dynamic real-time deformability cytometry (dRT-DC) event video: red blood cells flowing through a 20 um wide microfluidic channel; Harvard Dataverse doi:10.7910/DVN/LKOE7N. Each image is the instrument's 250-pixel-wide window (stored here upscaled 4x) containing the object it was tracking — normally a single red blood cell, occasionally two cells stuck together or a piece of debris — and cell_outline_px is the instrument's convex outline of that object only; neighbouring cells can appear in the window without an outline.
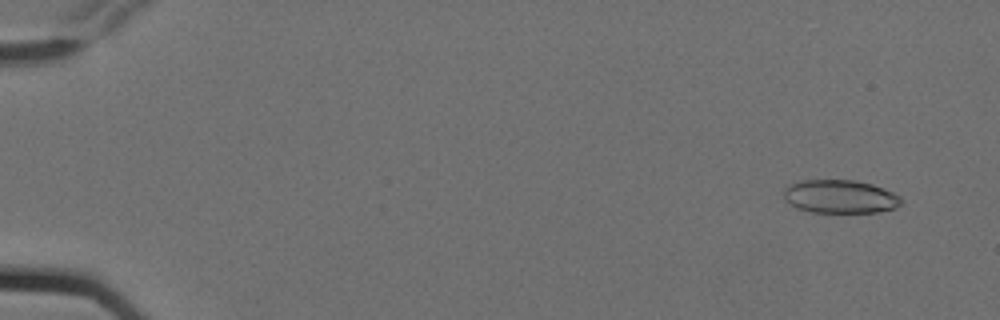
{"species": "Egyptian fruit bat (a non-hibernating species)", "species_latin": "Rousettus aegyptiacus", "temperature_condition": "cold", "stored_images_in_passage": 5, "camera_frame_rate_fps": 3000, "um_per_image_px": 0.085, "animal": {"sex": "female"}, "frame": {"image": 1, "passage_image": 1, "time_ms": 0.0, "image_size_px": [1000, 320], "cell_outline_px": [[900, 204], [896, 208], [876, 212], [812, 212], [796, 208], [784, 200], [784, 188], [800, 180], [856, 180], [872, 184], [892, 192], [900, 196]], "centroid_in_image_um": [71.38, 16.71], "position_along_channel_um": 13.6, "area_um2": 22.77}}
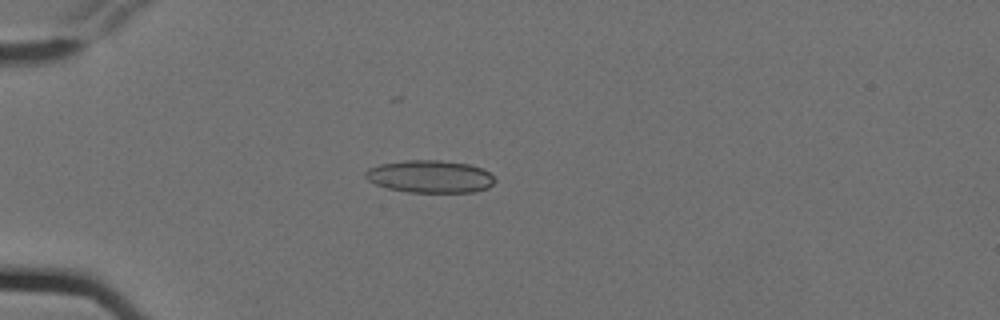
{"frame": {"image": 2, "passage_image": 4, "time_ms": 1.0, "image_size_px": [1000, 320], "cell_outline_px": [[496, 180], [488, 188], [472, 192], [408, 192], [388, 188], [376, 184], [368, 180], [364, 176], [364, 172], [368, 168], [380, 164], [404, 160], [440, 160], [468, 164], [484, 168]], "centroid_in_image_um": [36.55, 15.0], "position_along_channel_um": 48.5, "area_um2": 24.57}}